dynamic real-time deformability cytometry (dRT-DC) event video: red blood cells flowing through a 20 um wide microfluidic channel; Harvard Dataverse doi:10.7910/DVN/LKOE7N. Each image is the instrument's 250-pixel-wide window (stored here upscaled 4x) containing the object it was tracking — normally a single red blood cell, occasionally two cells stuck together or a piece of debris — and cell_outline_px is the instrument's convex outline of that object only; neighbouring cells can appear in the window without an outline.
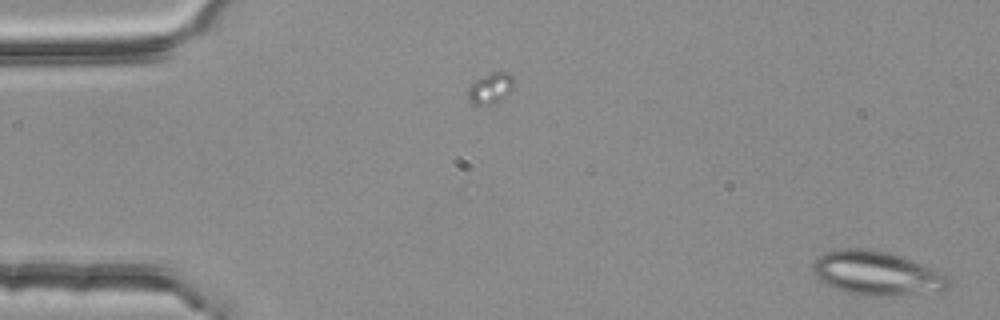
{"species": "common noctule bat (a hibernating species)", "species_latin": "Nyctalus noctula", "temperature_condition": "room temperature", "stored_images_in_passage": 51, "segment_of_instrument_passage": [1, 2], "camera_frame_rate_fps": 3000, "um_per_image_px": 0.085, "animal": {"sex": "female", "body_mass_g": 25.1}, "frame": {"image": 1, "passage_image": 1, "time_ms": 0.0, "image_size_px": [1000, 320], "cell_outline_px": [[948, 288], [940, 292], [892, 296], [864, 296], [844, 292], [824, 284], [812, 272], [812, 264], [824, 252], [840, 248], [864, 248], [888, 252], [900, 256], [944, 272], [948, 276]], "centroid_in_image_um": [74.52, 23.24], "position_along_channel_um": 10.5, "area_um2": 35.32}}